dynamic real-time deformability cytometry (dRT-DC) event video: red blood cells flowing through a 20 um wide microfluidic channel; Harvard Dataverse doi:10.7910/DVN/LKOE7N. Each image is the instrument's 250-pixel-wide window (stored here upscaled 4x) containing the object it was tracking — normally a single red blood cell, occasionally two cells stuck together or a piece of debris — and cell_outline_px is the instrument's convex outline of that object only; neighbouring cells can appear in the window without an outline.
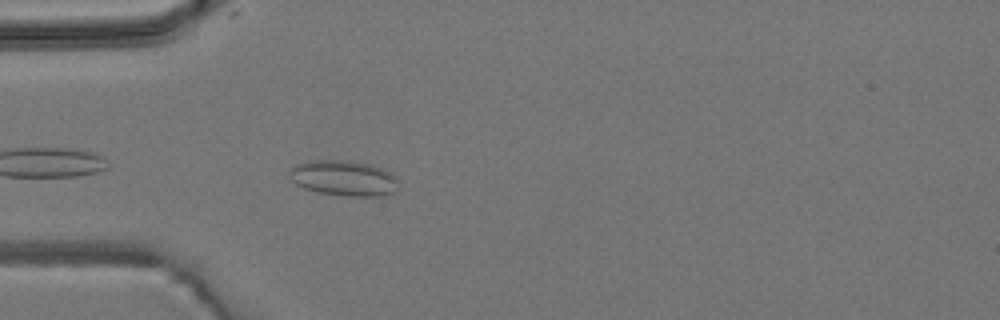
{"species": "common noctule bat (a hibernating species)", "species_latin": "Nyctalus noctula", "temperature_condition": "room temperature", "stored_images_in_passage": 4, "camera_frame_rate_fps": 3000, "um_per_image_px": 0.085, "animal": {"sex": "male", "body_mass_g": 19.2, "forearm_length_mm": 51.8}, "frame": {"image": 1, "passage_image": 4, "time_ms": 4.0, "image_size_px": [1000, 320], "cell_outline_px": [[400, 184], [396, 192], [384, 196], [344, 196], [316, 192], [304, 188], [296, 184], [288, 176], [288, 172], [296, 164], [308, 160], [348, 160], [368, 164], [392, 172], [396, 176]], "centroid_in_image_um": [29.25, 15.15], "position_along_channel_um": 55.8, "area_um2": 23.0}}